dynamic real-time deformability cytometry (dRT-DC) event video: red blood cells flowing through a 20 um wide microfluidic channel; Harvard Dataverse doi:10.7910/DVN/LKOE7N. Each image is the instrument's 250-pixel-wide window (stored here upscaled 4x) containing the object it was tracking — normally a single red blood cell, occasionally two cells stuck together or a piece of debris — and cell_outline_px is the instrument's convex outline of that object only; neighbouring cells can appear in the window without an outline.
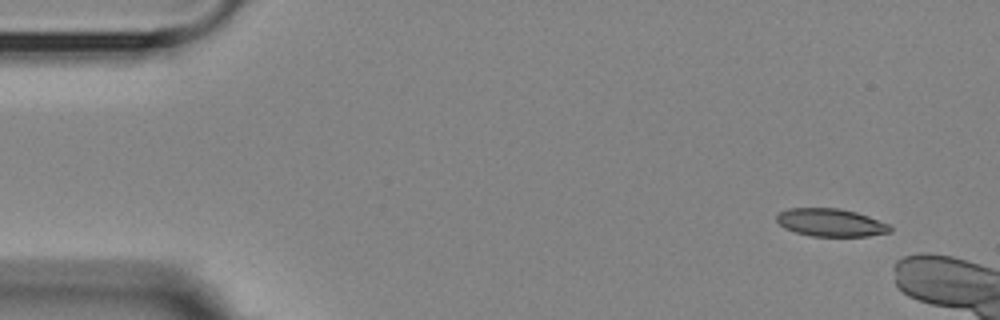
{"species": "Egyptian fruit bat (a non-hibernating species)", "species_latin": "Rousettus aegyptiacus", "temperature_condition": "room temperature", "stored_images_in_passage": 6, "camera_frame_rate_fps": 3000, "um_per_image_px": 0.085, "animal": {"sex": "female"}, "frame": {"image": 1, "passage_image": 1, "time_ms": 0.0, "image_size_px": [1000, 320], "cell_outline_px": [[892, 232], [868, 236], [812, 236], [796, 232], [784, 228], [776, 220], [776, 216], [780, 212], [788, 208], [840, 208], [856, 212], [868, 216], [888, 224], [892, 228]], "centroid_in_image_um": [70.62, 18.91], "position_along_channel_um": 14.4, "area_um2": 18.38}}